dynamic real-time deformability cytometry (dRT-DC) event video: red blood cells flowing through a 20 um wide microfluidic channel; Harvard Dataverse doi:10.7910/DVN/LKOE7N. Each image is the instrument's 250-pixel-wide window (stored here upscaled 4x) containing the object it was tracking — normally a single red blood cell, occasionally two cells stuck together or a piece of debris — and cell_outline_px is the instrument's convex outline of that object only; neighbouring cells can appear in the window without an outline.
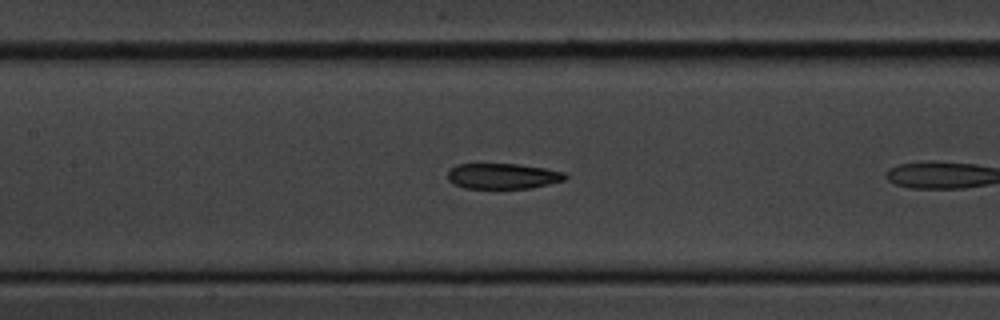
{"species": "common noctule bat (a hibernating species)", "species_latin": "Nyctalus noctula", "temperature_condition": "cold", "stored_images_in_passage": 13, "camera_frame_rate_fps": 3000, "um_per_image_px": 0.085, "animal": {"sex": "male", "body_mass_g": 20.1, "forearm_length_mm": 53.5}, "frame": {"image": 1, "passage_image": 11, "time_ms": 3.333, "image_size_px": [1000, 320], "cell_outline_px": [[568, 176], [564, 180], [548, 184], [528, 188], [464, 188], [452, 184], [448, 180], [448, 172], [456, 164], [516, 164], [544, 168], [564, 172]], "centroid_in_image_um": [42.71, 14.97], "position_along_channel_um": 164.7, "area_um2": 17.4}}